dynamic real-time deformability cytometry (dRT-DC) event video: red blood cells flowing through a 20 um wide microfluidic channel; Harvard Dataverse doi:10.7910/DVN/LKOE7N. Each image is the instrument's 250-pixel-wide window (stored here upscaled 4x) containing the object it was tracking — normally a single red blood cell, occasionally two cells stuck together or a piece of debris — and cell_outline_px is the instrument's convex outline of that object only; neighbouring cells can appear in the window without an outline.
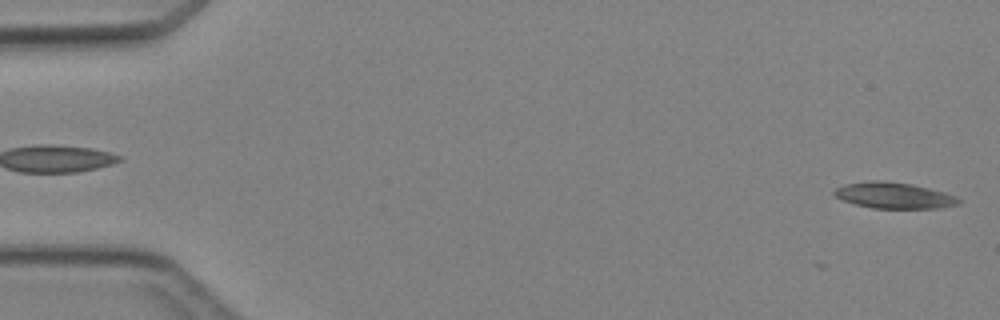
{"species": "Egyptian fruit bat (a non-hibernating species)", "species_latin": "Rousettus aegyptiacus", "temperature_condition": "cold", "stored_images_in_passage": 5, "segment_of_instrument_passage": [2, 2], "camera_frame_rate_fps": 3000, "um_per_image_px": 0.085, "animal": {"sex": "female"}, "frame": {"image": 1, "passage_image": 5, "time_ms": 4.667, "image_size_px": [1000, 320], "cell_outline_px": [[964, 200], [960, 204], [940, 208], [872, 208], [856, 204], [844, 200], [836, 196], [832, 192], [836, 188], [844, 184], [872, 180], [880, 180], [912, 184], [944, 192], [956, 196]], "centroid_in_image_um": [76.03, 16.61], "position_along_channel_um": 9.0, "area_um2": 18.9}}